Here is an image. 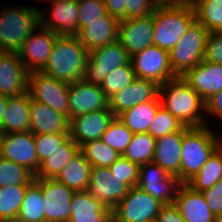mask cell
<instances>
[{
  "instance_id": "cell-1",
  "label": "cell",
  "mask_w": 222,
  "mask_h": 222,
  "mask_svg": "<svg viewBox=\"0 0 222 222\" xmlns=\"http://www.w3.org/2000/svg\"><path fill=\"white\" fill-rule=\"evenodd\" d=\"M159 98L161 106L184 126H207V123H205L206 115H203L205 113V101L189 86L182 76H177L161 84ZM202 112L203 114H201Z\"/></svg>"
},
{
  "instance_id": "cell-2",
  "label": "cell",
  "mask_w": 222,
  "mask_h": 222,
  "mask_svg": "<svg viewBox=\"0 0 222 222\" xmlns=\"http://www.w3.org/2000/svg\"><path fill=\"white\" fill-rule=\"evenodd\" d=\"M89 51L76 35H58L45 67L40 71L71 84L83 79Z\"/></svg>"
},
{
  "instance_id": "cell-3",
  "label": "cell",
  "mask_w": 222,
  "mask_h": 222,
  "mask_svg": "<svg viewBox=\"0 0 222 222\" xmlns=\"http://www.w3.org/2000/svg\"><path fill=\"white\" fill-rule=\"evenodd\" d=\"M221 144L222 137H218L209 125L204 127H190L183 134L181 146V182L187 184L194 178Z\"/></svg>"
},
{
  "instance_id": "cell-4",
  "label": "cell",
  "mask_w": 222,
  "mask_h": 222,
  "mask_svg": "<svg viewBox=\"0 0 222 222\" xmlns=\"http://www.w3.org/2000/svg\"><path fill=\"white\" fill-rule=\"evenodd\" d=\"M13 6L0 13V49L18 53L25 40L40 26V10Z\"/></svg>"
},
{
  "instance_id": "cell-5",
  "label": "cell",
  "mask_w": 222,
  "mask_h": 222,
  "mask_svg": "<svg viewBox=\"0 0 222 222\" xmlns=\"http://www.w3.org/2000/svg\"><path fill=\"white\" fill-rule=\"evenodd\" d=\"M195 20L193 7L158 5L153 13V45L170 52Z\"/></svg>"
},
{
  "instance_id": "cell-6",
  "label": "cell",
  "mask_w": 222,
  "mask_h": 222,
  "mask_svg": "<svg viewBox=\"0 0 222 222\" xmlns=\"http://www.w3.org/2000/svg\"><path fill=\"white\" fill-rule=\"evenodd\" d=\"M209 31L195 20L170 50V64L176 76H183L205 58Z\"/></svg>"
},
{
  "instance_id": "cell-7",
  "label": "cell",
  "mask_w": 222,
  "mask_h": 222,
  "mask_svg": "<svg viewBox=\"0 0 222 222\" xmlns=\"http://www.w3.org/2000/svg\"><path fill=\"white\" fill-rule=\"evenodd\" d=\"M130 61L131 56L118 40L91 50L83 80L95 85H101L109 72L115 68L127 65Z\"/></svg>"
},
{
  "instance_id": "cell-8",
  "label": "cell",
  "mask_w": 222,
  "mask_h": 222,
  "mask_svg": "<svg viewBox=\"0 0 222 222\" xmlns=\"http://www.w3.org/2000/svg\"><path fill=\"white\" fill-rule=\"evenodd\" d=\"M162 205L141 188L132 187L112 210L113 222L156 221Z\"/></svg>"
},
{
  "instance_id": "cell-9",
  "label": "cell",
  "mask_w": 222,
  "mask_h": 222,
  "mask_svg": "<svg viewBox=\"0 0 222 222\" xmlns=\"http://www.w3.org/2000/svg\"><path fill=\"white\" fill-rule=\"evenodd\" d=\"M28 93L31 99L45 103L69 118L68 83L42 72H31L28 76Z\"/></svg>"
},
{
  "instance_id": "cell-10",
  "label": "cell",
  "mask_w": 222,
  "mask_h": 222,
  "mask_svg": "<svg viewBox=\"0 0 222 222\" xmlns=\"http://www.w3.org/2000/svg\"><path fill=\"white\" fill-rule=\"evenodd\" d=\"M182 184L176 175L168 174L153 162L140 165L137 187L162 204L174 203Z\"/></svg>"
},
{
  "instance_id": "cell-11",
  "label": "cell",
  "mask_w": 222,
  "mask_h": 222,
  "mask_svg": "<svg viewBox=\"0 0 222 222\" xmlns=\"http://www.w3.org/2000/svg\"><path fill=\"white\" fill-rule=\"evenodd\" d=\"M136 78L157 82L159 85L177 77L171 67L169 52L152 45L131 56Z\"/></svg>"
},
{
  "instance_id": "cell-12",
  "label": "cell",
  "mask_w": 222,
  "mask_h": 222,
  "mask_svg": "<svg viewBox=\"0 0 222 222\" xmlns=\"http://www.w3.org/2000/svg\"><path fill=\"white\" fill-rule=\"evenodd\" d=\"M41 187L45 222H68L75 191L55 179L35 178Z\"/></svg>"
},
{
  "instance_id": "cell-13",
  "label": "cell",
  "mask_w": 222,
  "mask_h": 222,
  "mask_svg": "<svg viewBox=\"0 0 222 222\" xmlns=\"http://www.w3.org/2000/svg\"><path fill=\"white\" fill-rule=\"evenodd\" d=\"M0 156L27 168L34 175L40 166L33 133L31 131L3 133Z\"/></svg>"
},
{
  "instance_id": "cell-14",
  "label": "cell",
  "mask_w": 222,
  "mask_h": 222,
  "mask_svg": "<svg viewBox=\"0 0 222 222\" xmlns=\"http://www.w3.org/2000/svg\"><path fill=\"white\" fill-rule=\"evenodd\" d=\"M116 116L107 106L70 119L69 136L81 147L83 144L101 139L109 124Z\"/></svg>"
},
{
  "instance_id": "cell-15",
  "label": "cell",
  "mask_w": 222,
  "mask_h": 222,
  "mask_svg": "<svg viewBox=\"0 0 222 222\" xmlns=\"http://www.w3.org/2000/svg\"><path fill=\"white\" fill-rule=\"evenodd\" d=\"M38 30L39 33L34 31L24 41L18 52L19 58L24 63L28 73L40 72L45 67L58 36L41 25Z\"/></svg>"
},
{
  "instance_id": "cell-16",
  "label": "cell",
  "mask_w": 222,
  "mask_h": 222,
  "mask_svg": "<svg viewBox=\"0 0 222 222\" xmlns=\"http://www.w3.org/2000/svg\"><path fill=\"white\" fill-rule=\"evenodd\" d=\"M129 187L113 176L109 167H92L87 191L104 206L113 210L128 193Z\"/></svg>"
},
{
  "instance_id": "cell-17",
  "label": "cell",
  "mask_w": 222,
  "mask_h": 222,
  "mask_svg": "<svg viewBox=\"0 0 222 222\" xmlns=\"http://www.w3.org/2000/svg\"><path fill=\"white\" fill-rule=\"evenodd\" d=\"M153 14L146 17L120 20L118 41L130 56L153 45Z\"/></svg>"
},
{
  "instance_id": "cell-18",
  "label": "cell",
  "mask_w": 222,
  "mask_h": 222,
  "mask_svg": "<svg viewBox=\"0 0 222 222\" xmlns=\"http://www.w3.org/2000/svg\"><path fill=\"white\" fill-rule=\"evenodd\" d=\"M159 88L160 85L155 81L136 78L108 99V107L117 117L137 104L156 100L159 97Z\"/></svg>"
},
{
  "instance_id": "cell-19",
  "label": "cell",
  "mask_w": 222,
  "mask_h": 222,
  "mask_svg": "<svg viewBox=\"0 0 222 222\" xmlns=\"http://www.w3.org/2000/svg\"><path fill=\"white\" fill-rule=\"evenodd\" d=\"M69 120L81 114L105 109L108 99L100 85L88 83L83 79L69 84Z\"/></svg>"
},
{
  "instance_id": "cell-20",
  "label": "cell",
  "mask_w": 222,
  "mask_h": 222,
  "mask_svg": "<svg viewBox=\"0 0 222 222\" xmlns=\"http://www.w3.org/2000/svg\"><path fill=\"white\" fill-rule=\"evenodd\" d=\"M52 8L48 17V12L40 9V25L49 29L56 35H77L79 7L77 0H62L51 2ZM47 14V15H46Z\"/></svg>"
},
{
  "instance_id": "cell-21",
  "label": "cell",
  "mask_w": 222,
  "mask_h": 222,
  "mask_svg": "<svg viewBox=\"0 0 222 222\" xmlns=\"http://www.w3.org/2000/svg\"><path fill=\"white\" fill-rule=\"evenodd\" d=\"M28 76L18 53H5L0 60V94L16 97L28 92Z\"/></svg>"
},
{
  "instance_id": "cell-22",
  "label": "cell",
  "mask_w": 222,
  "mask_h": 222,
  "mask_svg": "<svg viewBox=\"0 0 222 222\" xmlns=\"http://www.w3.org/2000/svg\"><path fill=\"white\" fill-rule=\"evenodd\" d=\"M182 78L206 102L222 90V65L203 60Z\"/></svg>"
},
{
  "instance_id": "cell-23",
  "label": "cell",
  "mask_w": 222,
  "mask_h": 222,
  "mask_svg": "<svg viewBox=\"0 0 222 222\" xmlns=\"http://www.w3.org/2000/svg\"><path fill=\"white\" fill-rule=\"evenodd\" d=\"M119 23V19L107 12L98 19L87 22V25L82 27L76 36L90 52L118 40Z\"/></svg>"
},
{
  "instance_id": "cell-24",
  "label": "cell",
  "mask_w": 222,
  "mask_h": 222,
  "mask_svg": "<svg viewBox=\"0 0 222 222\" xmlns=\"http://www.w3.org/2000/svg\"><path fill=\"white\" fill-rule=\"evenodd\" d=\"M70 120L45 103L31 99L30 131L33 134H69Z\"/></svg>"
},
{
  "instance_id": "cell-25",
  "label": "cell",
  "mask_w": 222,
  "mask_h": 222,
  "mask_svg": "<svg viewBox=\"0 0 222 222\" xmlns=\"http://www.w3.org/2000/svg\"><path fill=\"white\" fill-rule=\"evenodd\" d=\"M174 204L185 222H214L216 219L203 193L194 190L188 184L181 185Z\"/></svg>"
},
{
  "instance_id": "cell-26",
  "label": "cell",
  "mask_w": 222,
  "mask_h": 222,
  "mask_svg": "<svg viewBox=\"0 0 222 222\" xmlns=\"http://www.w3.org/2000/svg\"><path fill=\"white\" fill-rule=\"evenodd\" d=\"M190 127L184 126L180 131L156 139L153 163L159 165L168 174L180 179V160L183 134Z\"/></svg>"
},
{
  "instance_id": "cell-27",
  "label": "cell",
  "mask_w": 222,
  "mask_h": 222,
  "mask_svg": "<svg viewBox=\"0 0 222 222\" xmlns=\"http://www.w3.org/2000/svg\"><path fill=\"white\" fill-rule=\"evenodd\" d=\"M68 222H113L112 210L104 206L87 190L75 191L71 198Z\"/></svg>"
},
{
  "instance_id": "cell-28",
  "label": "cell",
  "mask_w": 222,
  "mask_h": 222,
  "mask_svg": "<svg viewBox=\"0 0 222 222\" xmlns=\"http://www.w3.org/2000/svg\"><path fill=\"white\" fill-rule=\"evenodd\" d=\"M30 103L31 97L28 92L7 98V105L0 124L2 133L30 131Z\"/></svg>"
},
{
  "instance_id": "cell-29",
  "label": "cell",
  "mask_w": 222,
  "mask_h": 222,
  "mask_svg": "<svg viewBox=\"0 0 222 222\" xmlns=\"http://www.w3.org/2000/svg\"><path fill=\"white\" fill-rule=\"evenodd\" d=\"M91 168V164L79 150L54 179L74 191H85L89 186Z\"/></svg>"
},
{
  "instance_id": "cell-30",
  "label": "cell",
  "mask_w": 222,
  "mask_h": 222,
  "mask_svg": "<svg viewBox=\"0 0 222 222\" xmlns=\"http://www.w3.org/2000/svg\"><path fill=\"white\" fill-rule=\"evenodd\" d=\"M79 150L80 147L69 136L40 163L35 178L54 179Z\"/></svg>"
},
{
  "instance_id": "cell-31",
  "label": "cell",
  "mask_w": 222,
  "mask_h": 222,
  "mask_svg": "<svg viewBox=\"0 0 222 222\" xmlns=\"http://www.w3.org/2000/svg\"><path fill=\"white\" fill-rule=\"evenodd\" d=\"M161 106L160 98L147 101L123 111L117 118L134 134L147 133L157 109Z\"/></svg>"
},
{
  "instance_id": "cell-32",
  "label": "cell",
  "mask_w": 222,
  "mask_h": 222,
  "mask_svg": "<svg viewBox=\"0 0 222 222\" xmlns=\"http://www.w3.org/2000/svg\"><path fill=\"white\" fill-rule=\"evenodd\" d=\"M220 179H222V144L187 184L194 190L203 192L210 189Z\"/></svg>"
},
{
  "instance_id": "cell-33",
  "label": "cell",
  "mask_w": 222,
  "mask_h": 222,
  "mask_svg": "<svg viewBox=\"0 0 222 222\" xmlns=\"http://www.w3.org/2000/svg\"><path fill=\"white\" fill-rule=\"evenodd\" d=\"M17 219L23 222H45L42 191L35 181L26 188Z\"/></svg>"
},
{
  "instance_id": "cell-34",
  "label": "cell",
  "mask_w": 222,
  "mask_h": 222,
  "mask_svg": "<svg viewBox=\"0 0 222 222\" xmlns=\"http://www.w3.org/2000/svg\"><path fill=\"white\" fill-rule=\"evenodd\" d=\"M155 145L156 139L149 133H134L122 156L139 165L151 163L154 158Z\"/></svg>"
},
{
  "instance_id": "cell-35",
  "label": "cell",
  "mask_w": 222,
  "mask_h": 222,
  "mask_svg": "<svg viewBox=\"0 0 222 222\" xmlns=\"http://www.w3.org/2000/svg\"><path fill=\"white\" fill-rule=\"evenodd\" d=\"M29 185L0 187V222L16 219Z\"/></svg>"
},
{
  "instance_id": "cell-36",
  "label": "cell",
  "mask_w": 222,
  "mask_h": 222,
  "mask_svg": "<svg viewBox=\"0 0 222 222\" xmlns=\"http://www.w3.org/2000/svg\"><path fill=\"white\" fill-rule=\"evenodd\" d=\"M196 20L209 32L222 30V0H196Z\"/></svg>"
},
{
  "instance_id": "cell-37",
  "label": "cell",
  "mask_w": 222,
  "mask_h": 222,
  "mask_svg": "<svg viewBox=\"0 0 222 222\" xmlns=\"http://www.w3.org/2000/svg\"><path fill=\"white\" fill-rule=\"evenodd\" d=\"M80 151L92 167H110L121 156L101 139L83 144Z\"/></svg>"
},
{
  "instance_id": "cell-38",
  "label": "cell",
  "mask_w": 222,
  "mask_h": 222,
  "mask_svg": "<svg viewBox=\"0 0 222 222\" xmlns=\"http://www.w3.org/2000/svg\"><path fill=\"white\" fill-rule=\"evenodd\" d=\"M136 79L131 61L127 65L115 68L107 74L100 85L104 95L109 99L118 91L130 85Z\"/></svg>"
},
{
  "instance_id": "cell-39",
  "label": "cell",
  "mask_w": 222,
  "mask_h": 222,
  "mask_svg": "<svg viewBox=\"0 0 222 222\" xmlns=\"http://www.w3.org/2000/svg\"><path fill=\"white\" fill-rule=\"evenodd\" d=\"M35 175L27 168L0 156V187L30 185Z\"/></svg>"
},
{
  "instance_id": "cell-40",
  "label": "cell",
  "mask_w": 222,
  "mask_h": 222,
  "mask_svg": "<svg viewBox=\"0 0 222 222\" xmlns=\"http://www.w3.org/2000/svg\"><path fill=\"white\" fill-rule=\"evenodd\" d=\"M132 137L133 133L115 117L109 124L107 130L102 134L101 140L122 155Z\"/></svg>"
},
{
  "instance_id": "cell-41",
  "label": "cell",
  "mask_w": 222,
  "mask_h": 222,
  "mask_svg": "<svg viewBox=\"0 0 222 222\" xmlns=\"http://www.w3.org/2000/svg\"><path fill=\"white\" fill-rule=\"evenodd\" d=\"M184 125L163 106L157 109L153 121L149 125L148 132L155 139L167 134L180 131Z\"/></svg>"
},
{
  "instance_id": "cell-42",
  "label": "cell",
  "mask_w": 222,
  "mask_h": 222,
  "mask_svg": "<svg viewBox=\"0 0 222 222\" xmlns=\"http://www.w3.org/2000/svg\"><path fill=\"white\" fill-rule=\"evenodd\" d=\"M113 176L124 182L129 188L137 186L140 165L122 155L109 167Z\"/></svg>"
},
{
  "instance_id": "cell-43",
  "label": "cell",
  "mask_w": 222,
  "mask_h": 222,
  "mask_svg": "<svg viewBox=\"0 0 222 222\" xmlns=\"http://www.w3.org/2000/svg\"><path fill=\"white\" fill-rule=\"evenodd\" d=\"M39 163L45 160L53 150L59 147L69 134H33Z\"/></svg>"
},
{
  "instance_id": "cell-44",
  "label": "cell",
  "mask_w": 222,
  "mask_h": 222,
  "mask_svg": "<svg viewBox=\"0 0 222 222\" xmlns=\"http://www.w3.org/2000/svg\"><path fill=\"white\" fill-rule=\"evenodd\" d=\"M79 7L78 31L107 13L103 0H77Z\"/></svg>"
},
{
  "instance_id": "cell-45",
  "label": "cell",
  "mask_w": 222,
  "mask_h": 222,
  "mask_svg": "<svg viewBox=\"0 0 222 222\" xmlns=\"http://www.w3.org/2000/svg\"><path fill=\"white\" fill-rule=\"evenodd\" d=\"M157 6V0H126L125 20L152 15Z\"/></svg>"
},
{
  "instance_id": "cell-46",
  "label": "cell",
  "mask_w": 222,
  "mask_h": 222,
  "mask_svg": "<svg viewBox=\"0 0 222 222\" xmlns=\"http://www.w3.org/2000/svg\"><path fill=\"white\" fill-rule=\"evenodd\" d=\"M204 60L222 65V30L209 32Z\"/></svg>"
},
{
  "instance_id": "cell-47",
  "label": "cell",
  "mask_w": 222,
  "mask_h": 222,
  "mask_svg": "<svg viewBox=\"0 0 222 222\" xmlns=\"http://www.w3.org/2000/svg\"><path fill=\"white\" fill-rule=\"evenodd\" d=\"M202 193L211 212L217 218L222 214V179Z\"/></svg>"
},
{
  "instance_id": "cell-48",
  "label": "cell",
  "mask_w": 222,
  "mask_h": 222,
  "mask_svg": "<svg viewBox=\"0 0 222 222\" xmlns=\"http://www.w3.org/2000/svg\"><path fill=\"white\" fill-rule=\"evenodd\" d=\"M156 222H185L174 203L163 204L157 215Z\"/></svg>"
},
{
  "instance_id": "cell-49",
  "label": "cell",
  "mask_w": 222,
  "mask_h": 222,
  "mask_svg": "<svg viewBox=\"0 0 222 222\" xmlns=\"http://www.w3.org/2000/svg\"><path fill=\"white\" fill-rule=\"evenodd\" d=\"M205 113L211 114L222 121V90L213 94L205 102Z\"/></svg>"
},
{
  "instance_id": "cell-50",
  "label": "cell",
  "mask_w": 222,
  "mask_h": 222,
  "mask_svg": "<svg viewBox=\"0 0 222 222\" xmlns=\"http://www.w3.org/2000/svg\"><path fill=\"white\" fill-rule=\"evenodd\" d=\"M106 11L119 20H125L126 0H103Z\"/></svg>"
},
{
  "instance_id": "cell-51",
  "label": "cell",
  "mask_w": 222,
  "mask_h": 222,
  "mask_svg": "<svg viewBox=\"0 0 222 222\" xmlns=\"http://www.w3.org/2000/svg\"><path fill=\"white\" fill-rule=\"evenodd\" d=\"M196 0H157L158 5H175L193 7Z\"/></svg>"
},
{
  "instance_id": "cell-52",
  "label": "cell",
  "mask_w": 222,
  "mask_h": 222,
  "mask_svg": "<svg viewBox=\"0 0 222 222\" xmlns=\"http://www.w3.org/2000/svg\"><path fill=\"white\" fill-rule=\"evenodd\" d=\"M6 105H7V97L0 94V124Z\"/></svg>"
},
{
  "instance_id": "cell-53",
  "label": "cell",
  "mask_w": 222,
  "mask_h": 222,
  "mask_svg": "<svg viewBox=\"0 0 222 222\" xmlns=\"http://www.w3.org/2000/svg\"><path fill=\"white\" fill-rule=\"evenodd\" d=\"M5 222H23V221H20L19 219H12V220H8V221H5Z\"/></svg>"
},
{
  "instance_id": "cell-54",
  "label": "cell",
  "mask_w": 222,
  "mask_h": 222,
  "mask_svg": "<svg viewBox=\"0 0 222 222\" xmlns=\"http://www.w3.org/2000/svg\"><path fill=\"white\" fill-rule=\"evenodd\" d=\"M2 137H3V133H2V130L0 129V148H1Z\"/></svg>"
},
{
  "instance_id": "cell-55",
  "label": "cell",
  "mask_w": 222,
  "mask_h": 222,
  "mask_svg": "<svg viewBox=\"0 0 222 222\" xmlns=\"http://www.w3.org/2000/svg\"><path fill=\"white\" fill-rule=\"evenodd\" d=\"M6 52H4V51H2L1 49H0V60H1V57L5 54Z\"/></svg>"
},
{
  "instance_id": "cell-56",
  "label": "cell",
  "mask_w": 222,
  "mask_h": 222,
  "mask_svg": "<svg viewBox=\"0 0 222 222\" xmlns=\"http://www.w3.org/2000/svg\"><path fill=\"white\" fill-rule=\"evenodd\" d=\"M217 219H218L220 222H222V214H220V215L217 217Z\"/></svg>"
},
{
  "instance_id": "cell-57",
  "label": "cell",
  "mask_w": 222,
  "mask_h": 222,
  "mask_svg": "<svg viewBox=\"0 0 222 222\" xmlns=\"http://www.w3.org/2000/svg\"><path fill=\"white\" fill-rule=\"evenodd\" d=\"M50 2H57V1H62V0H48Z\"/></svg>"
},
{
  "instance_id": "cell-58",
  "label": "cell",
  "mask_w": 222,
  "mask_h": 222,
  "mask_svg": "<svg viewBox=\"0 0 222 222\" xmlns=\"http://www.w3.org/2000/svg\"><path fill=\"white\" fill-rule=\"evenodd\" d=\"M142 222H156V221H149V220H145V221H142Z\"/></svg>"
}]
</instances>
